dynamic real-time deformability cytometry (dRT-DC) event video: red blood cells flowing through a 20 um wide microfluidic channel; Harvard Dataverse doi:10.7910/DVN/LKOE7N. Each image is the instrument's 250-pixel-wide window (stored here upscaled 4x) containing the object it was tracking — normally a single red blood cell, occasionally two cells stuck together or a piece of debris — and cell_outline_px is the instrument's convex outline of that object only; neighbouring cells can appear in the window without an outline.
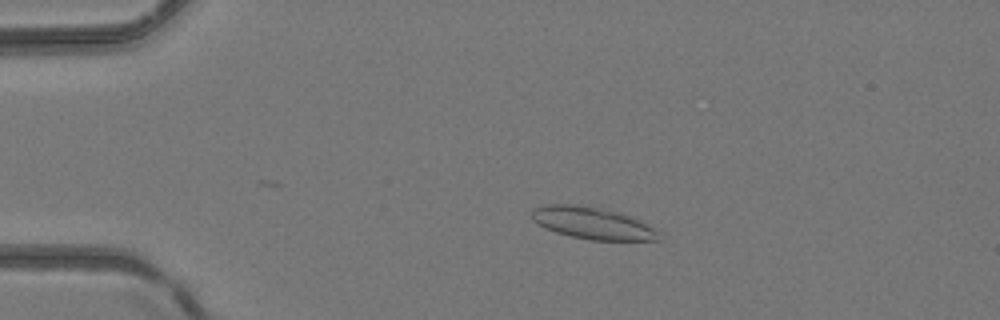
{"species": "common noctule bat (a hibernating species)", "species_latin": "Nyctalus noctula", "temperature_condition": "room temperature", "stored_images_in_passage": 2, "camera_frame_rate_fps": 3000, "um_per_image_px": 0.085, "animal": {"sex": "female", "body_mass_g": 24.6, "forearm_length_mm": 56.2}, "frame": {"image": 1, "passage_image": 1, "time_ms": 0.0, "image_size_px": [1000, 320], "cell_outline_px": [[660, 240], [588, 240], [556, 232], [544, 228], [536, 224], [532, 220], [532, 208], [548, 204], [572, 204], [616, 212], [628, 216], [648, 224], [656, 232]], "centroid_in_image_um": [50.27, 18.97], "position_along_channel_um": 34.7, "area_um2": 23.18}}